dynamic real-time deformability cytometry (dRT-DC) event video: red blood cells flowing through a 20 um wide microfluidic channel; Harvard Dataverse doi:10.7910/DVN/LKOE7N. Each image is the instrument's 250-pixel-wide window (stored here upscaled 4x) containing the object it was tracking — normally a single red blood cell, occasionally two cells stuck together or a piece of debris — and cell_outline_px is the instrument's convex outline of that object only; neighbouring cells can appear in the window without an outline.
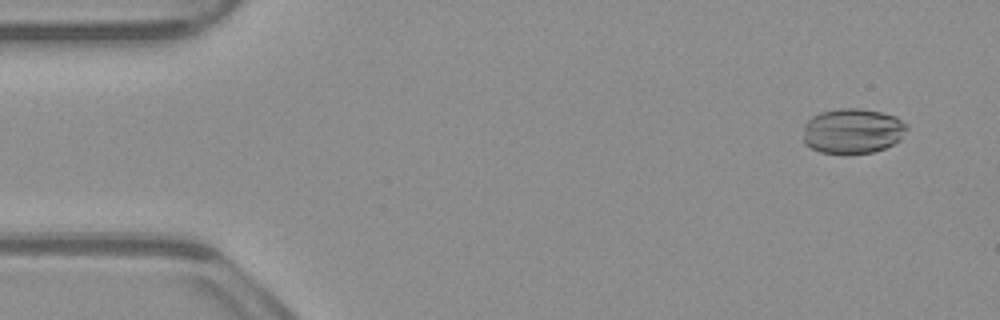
{"species": "common noctule bat (a hibernating species)", "species_latin": "Nyctalus noctula", "temperature_condition": "warm", "stored_images_in_passage": 53, "camera_frame_rate_fps": 3000, "um_per_image_px": 0.085, "animal": {"sex": "male", "body_mass_g": 23.1, "forearm_length_mm": 52.7}, "frame": {"image": 1, "passage_image": 4, "time_ms": 1.0, "image_size_px": [1000, 320], "cell_outline_px": [[908, 128], [900, 140], [884, 148], [872, 152], [848, 156], [844, 156], [820, 152], [804, 144], [804, 124], [812, 116], [820, 112], [840, 108], [860, 108], [880, 112], [896, 116], [908, 124]], "centroid_in_image_um": [72.47, 11.16], "position_along_channel_um": 12.5, "area_um2": 27.92}}
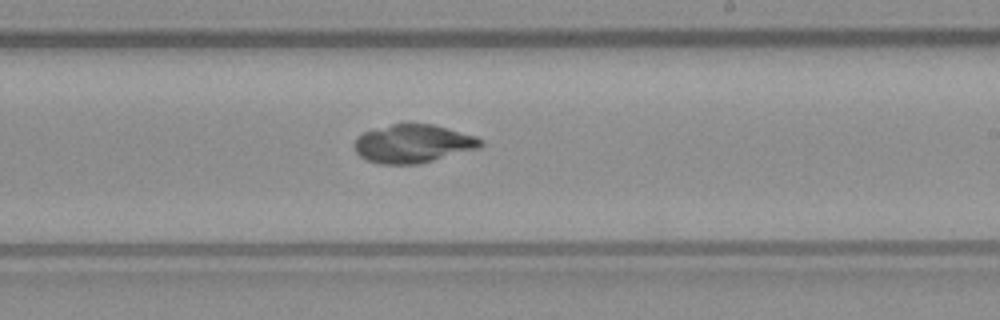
{"frame": {"image": 2, "passage_image": 31, "time_ms": 10.0, "image_size_px": [1000, 320], "cell_outline_px": [[484, 144], [476, 148], [420, 164], [380, 164], [364, 160], [356, 152], [352, 144], [356, 136], [364, 132], [392, 124], [408, 120], [432, 124], [476, 136], [484, 140]], "centroid_in_image_um": [35.05, 12.18], "position_along_channel_um": 253.9, "area_um2": 28.73}}
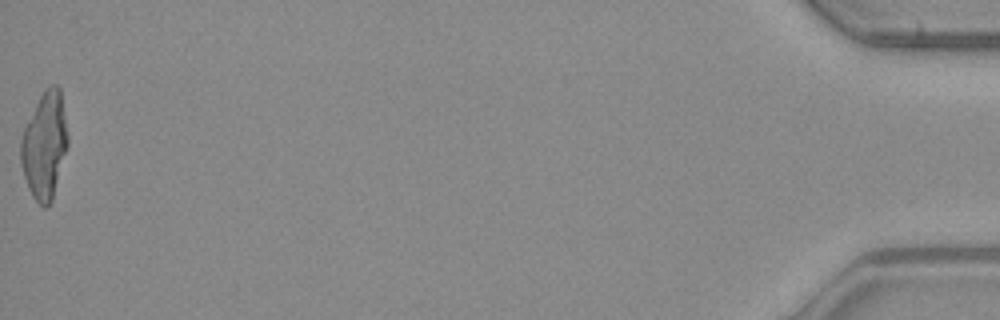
{"frame": {"image": 3, "passage_image": 53, "time_ms": 17.333, "image_size_px": [1000, 320], "cell_outline_px": [[68, 144], [52, 200], [48, 208], [44, 208], [32, 196], [28, 188], [24, 176], [20, 160], [20, 140], [24, 128], [44, 88], [52, 84], [56, 84], [60, 88], [68, 136]], "centroid_in_image_um": [3.78, 12.37], "position_along_channel_um": 431.4, "area_um2": 29.13}, "authors_computed_cell_mechanics": {"area_um2": 28.4376, "velocity_mm_per_s": 3.9452, "shape_relaxation_time_tau1_ms": null, "shape_relaxation_time_tau2_ms": 3.6272, "deformation_change_tau1": null, "deformation_change_tau2": 0.0528}}